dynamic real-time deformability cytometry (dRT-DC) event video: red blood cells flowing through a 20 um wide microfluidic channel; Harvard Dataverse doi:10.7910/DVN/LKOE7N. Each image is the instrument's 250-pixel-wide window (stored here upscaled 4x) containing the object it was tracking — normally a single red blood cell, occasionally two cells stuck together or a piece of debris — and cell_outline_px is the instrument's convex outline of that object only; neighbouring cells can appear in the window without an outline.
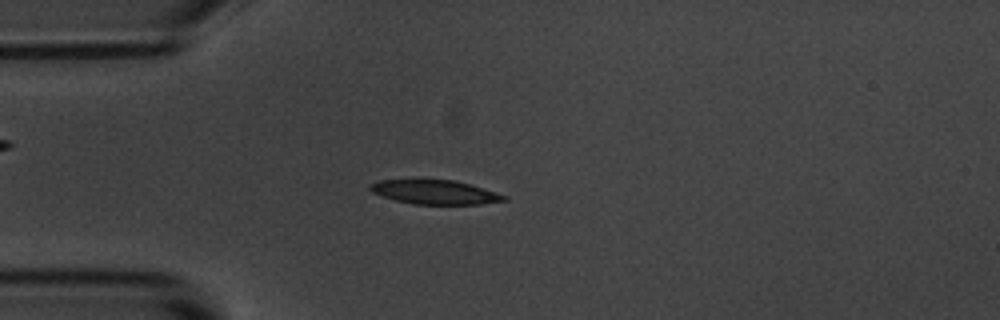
{"species": "common noctule bat (a hibernating species)", "species_latin": "Nyctalus noctula", "temperature_condition": "room temperature", "stored_images_in_passage": 55, "camera_frame_rate_fps": 3000, "um_per_image_px": 0.085, "animal": {"sex": "male", "body_mass_g": 20.1, "forearm_length_mm": 53.5}, "frame": {"image": 1, "passage_image": 15, "time_ms": 4.667, "image_size_px": [1000, 320], "cell_outline_px": [[508, 200], [480, 204], [412, 204], [396, 200], [372, 192], [368, 188], [372, 184], [380, 180], [412, 176], [452, 180], [468, 184], [508, 196]], "centroid_in_image_um": [36.89, 16.28], "position_along_channel_um": 48.1, "area_um2": 19.48}}
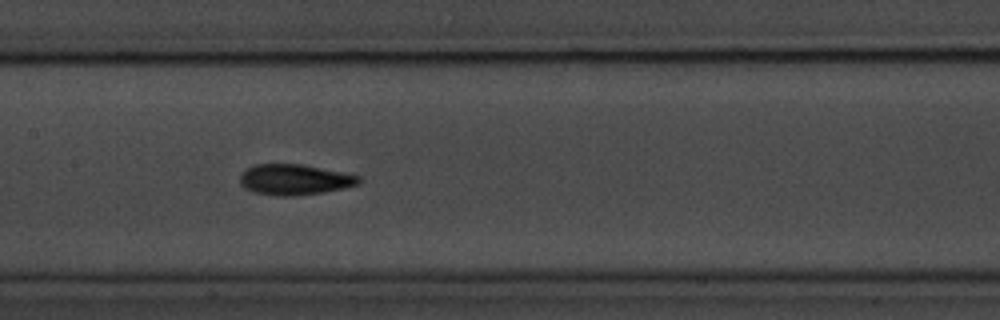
{"frame": {"image": 2, "passage_image": 27, "time_ms": 8.667, "image_size_px": [1000, 320], "cell_outline_px": [[360, 184], [324, 192], [292, 196], [276, 196], [256, 192], [244, 188], [240, 184], [240, 176], [248, 168], [256, 164], [300, 164], [360, 176]], "centroid_in_image_um": [25.02, 15.27], "position_along_channel_um": 182.4, "area_um2": 20.92}}
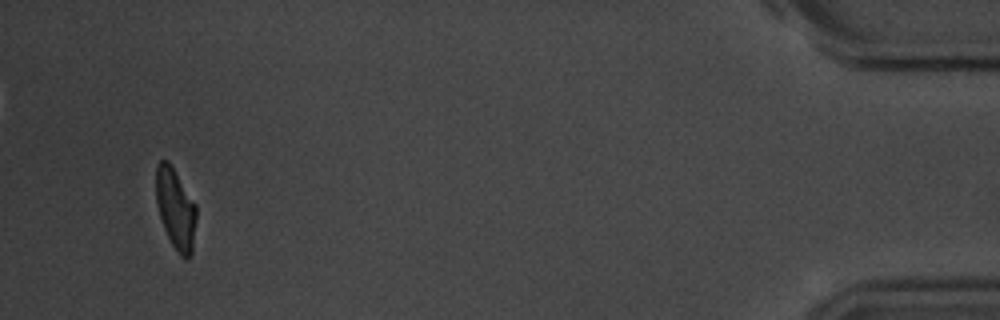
{"frame": {"image": 3, "passage_image": 53, "time_ms": 17.333, "image_size_px": [1000, 320], "cell_outline_px": [[196, 220], [192, 252], [188, 260], [184, 260], [176, 252], [164, 228], [156, 204], [156, 164], [160, 160], [168, 160], [196, 204]], "centroid_in_image_um": [14.93, 17.77], "position_along_channel_um": 420.3, "area_um2": 19.07}, "authors_computed_cell_mechanics": {"area_um2": 19.7098, "velocity_mm_per_s": 3.6516, "shape_relaxation_time_tau1_ms": 2.7231, "shape_relaxation_time_tau2_ms": 2.7597, "deformation_change_tau1": 0.1434, "deformation_change_tau2": 0.0925}}